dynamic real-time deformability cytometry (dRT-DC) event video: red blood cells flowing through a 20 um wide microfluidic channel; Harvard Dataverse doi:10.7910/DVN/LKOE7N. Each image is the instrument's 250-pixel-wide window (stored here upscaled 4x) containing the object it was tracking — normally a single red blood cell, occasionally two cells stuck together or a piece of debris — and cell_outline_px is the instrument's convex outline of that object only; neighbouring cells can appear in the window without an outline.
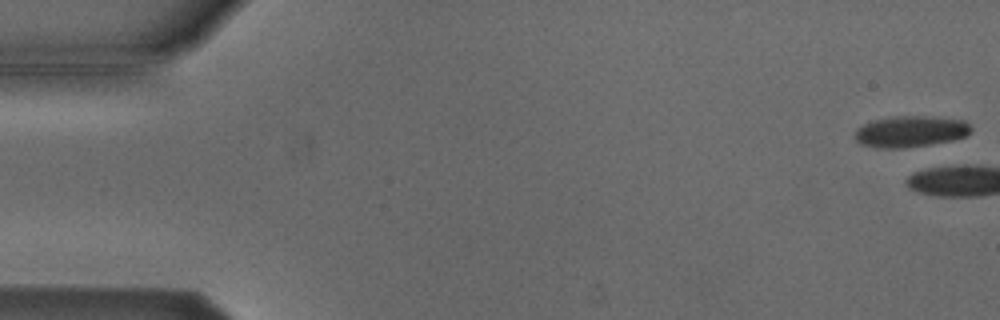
{"species": "Egyptian fruit bat (a non-hibernating species)", "species_latin": "Rousettus aegyptiacus", "temperature_condition": "cold", "stored_images_in_passage": 3, "camera_frame_rate_fps": 3000, "um_per_image_px": 0.085, "animal": {"sex": "male"}, "frame": {"image": 1, "passage_image": 1, "time_ms": 0.0, "image_size_px": [1000, 320], "cell_outline_px": [[972, 128], [964, 136], [952, 140], [904, 148], [876, 148], [860, 144], [856, 140], [856, 128], [872, 120], [896, 116], [924, 116], [964, 120]], "centroid_in_image_um": [77.34, 11.17], "position_along_channel_um": 7.7, "area_um2": 20.92}}